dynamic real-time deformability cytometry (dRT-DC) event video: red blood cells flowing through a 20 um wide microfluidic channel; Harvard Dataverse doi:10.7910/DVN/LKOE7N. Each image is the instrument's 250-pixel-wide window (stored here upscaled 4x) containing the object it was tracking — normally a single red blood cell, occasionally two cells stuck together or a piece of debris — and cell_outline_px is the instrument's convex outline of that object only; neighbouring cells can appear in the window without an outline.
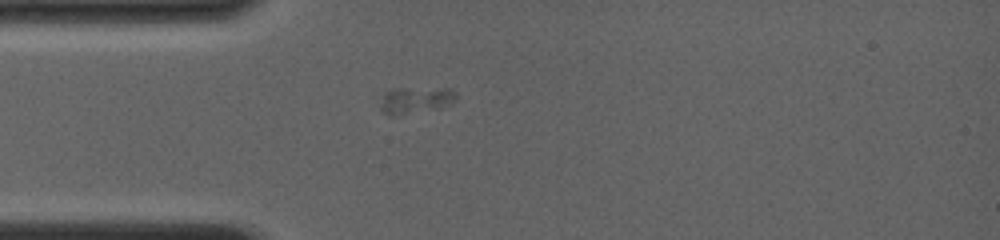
{"species": "common noctule bat (a hibernating species)", "species_latin": "Nyctalus noctula", "temperature_condition": "room temperature", "stored_images_in_passage": 25, "camera_frame_rate_fps": 4000, "um_per_image_px": 0.085, "animal": {"sex": "female", "body_mass_g": 19.0, "forearm_length_mm": 56.7}, "frame": {"image": 1, "passage_image": 8, "time_ms": 3.0, "image_size_px": [1000, 240], "cell_outline_px": [[456, 96], [452, 104], [440, 108], [392, 116], [384, 112], [380, 108], [384, 92], [392, 88], [452, 88], [456, 92]], "centroid_in_image_um": [35.35, 8.49], "position_along_channel_um": 49.7, "area_um2": 11.85}}
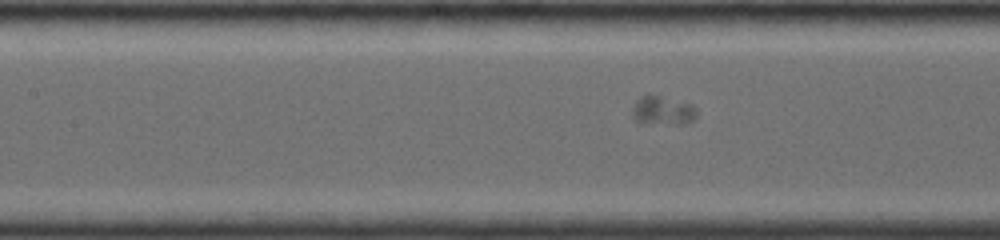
{"frame": {"image": 2, "passage_image": 15, "time_ms": 5.75, "image_size_px": [1000, 240], "cell_outline_px": [[696, 116], [692, 120], [680, 124], [636, 120], [632, 116], [632, 108], [636, 100], [640, 96], [660, 96], [692, 104], [696, 108]], "centroid_in_image_um": [56.34, 9.37], "position_along_channel_um": 151.1, "area_um2": 10.29}}
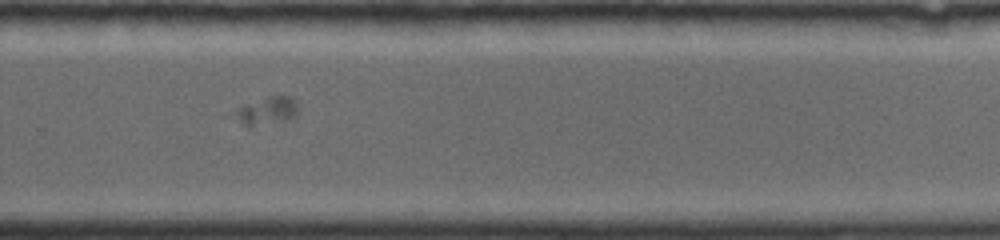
{"frame": {"image": 3, "passage_image": 22, "time_ms": 9.75, "image_size_px": [1000, 240], "cell_outline_px": [[296, 112], [292, 116], [284, 120], [248, 128], [224, 116], [228, 112], [268, 96], [288, 96], [296, 104]], "centroid_in_image_um": [22.42, 9.48], "position_along_channel_um": 307.4, "area_um2": 10.52}}